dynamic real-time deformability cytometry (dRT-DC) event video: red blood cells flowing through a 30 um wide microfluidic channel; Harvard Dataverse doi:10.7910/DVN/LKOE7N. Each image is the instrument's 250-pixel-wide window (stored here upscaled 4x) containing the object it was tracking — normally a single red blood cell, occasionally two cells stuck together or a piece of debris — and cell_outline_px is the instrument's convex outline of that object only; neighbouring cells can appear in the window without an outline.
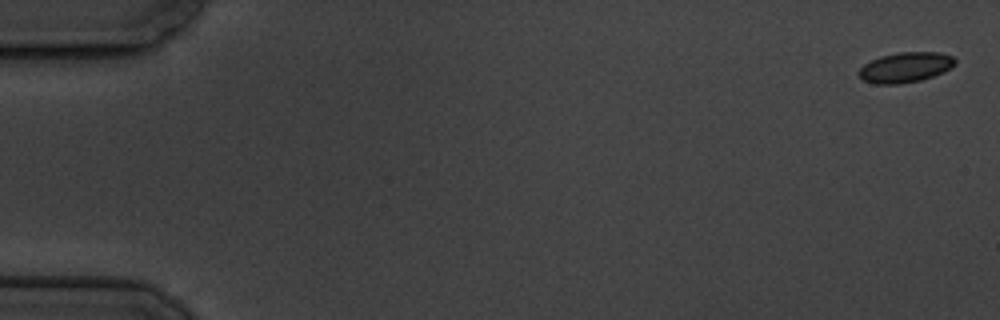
{"species": "common noctule bat (a hibernating species)", "species_latin": "Nyctalus noctula", "temperature_condition": "cold", "stored_images_in_passage": 6, "camera_frame_rate_fps": 3000, "um_per_image_px": 0.085, "animal": {"sex": "male", "body_mass_g": 19.5, "forearm_length_mm": 54.6}, "frame": {"image": 1, "passage_image": 1, "time_ms": 0.0, "image_size_px": [1000, 320], "cell_outline_px": [[956, 64], [952, 68], [944, 72], [920, 80], [900, 84], [876, 84], [864, 80], [860, 76], [860, 68], [864, 64], [880, 56], [900, 52], [940, 52], [952, 56], [956, 60]], "centroid_in_image_um": [77.0, 5.72], "position_along_channel_um": 8.0, "area_um2": 16.88}}
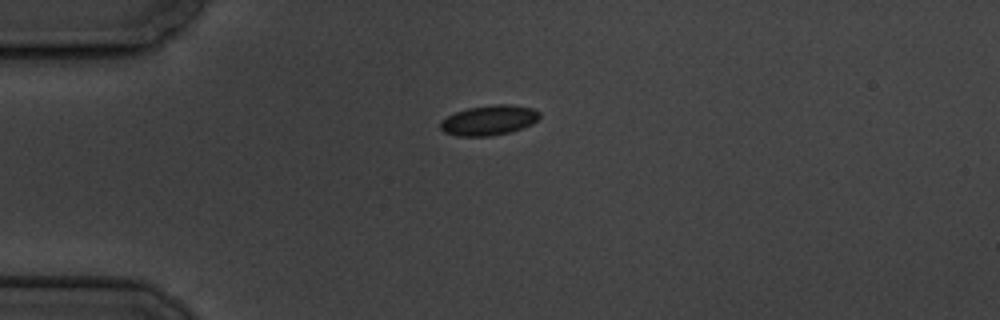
{"frame": {"image": 2, "passage_image": 5, "time_ms": 4.667, "image_size_px": [1000, 320], "cell_outline_px": [[540, 116], [532, 124], [512, 132], [488, 136], [456, 136], [444, 132], [440, 128], [440, 120], [456, 112], [468, 108], [492, 104], [512, 104], [532, 108], [540, 112]], "centroid_in_image_um": [41.56, 10.22], "position_along_channel_um": 43.4, "area_um2": 17.46}}